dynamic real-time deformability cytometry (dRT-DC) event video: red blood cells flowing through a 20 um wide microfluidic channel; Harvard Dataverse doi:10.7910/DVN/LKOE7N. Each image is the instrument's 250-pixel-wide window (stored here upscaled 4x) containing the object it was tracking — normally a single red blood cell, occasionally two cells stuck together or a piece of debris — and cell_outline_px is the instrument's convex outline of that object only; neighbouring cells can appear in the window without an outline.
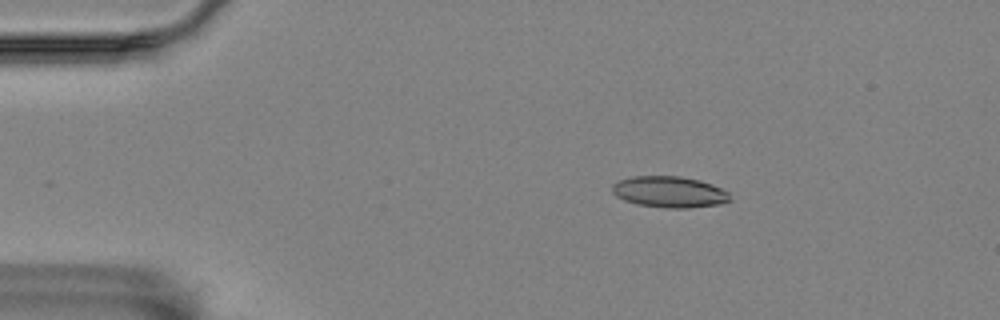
{"species": "Egyptian fruit bat (a non-hibernating species)", "species_latin": "Rousettus aegyptiacus", "temperature_condition": "room temperature", "stored_images_in_passage": 4, "camera_frame_rate_fps": 3000, "um_per_image_px": 0.085, "animal": {"sex": "female"}, "frame": {"image": 1, "passage_image": 1, "time_ms": 0.0, "image_size_px": [1000, 320], "cell_outline_px": [[732, 200], [720, 204], [688, 208], [664, 208], [636, 204], [624, 200], [616, 196], [612, 192], [612, 184], [620, 180], [632, 176], [680, 176], [700, 180], [712, 184], [728, 192]], "centroid_in_image_um": [56.9, 16.32], "position_along_channel_um": 28.1, "area_um2": 21.56}}